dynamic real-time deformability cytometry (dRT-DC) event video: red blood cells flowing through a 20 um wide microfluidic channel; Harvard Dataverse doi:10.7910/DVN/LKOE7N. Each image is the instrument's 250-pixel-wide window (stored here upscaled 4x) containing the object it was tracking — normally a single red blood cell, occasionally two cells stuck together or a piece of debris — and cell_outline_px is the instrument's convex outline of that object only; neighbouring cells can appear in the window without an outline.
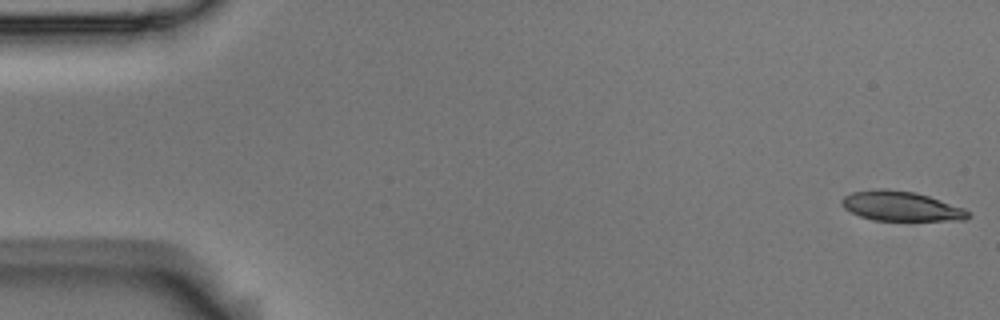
{"species": "Egyptian fruit bat (a non-hibernating species)", "species_latin": "Rousettus aegyptiacus", "temperature_condition": "room temperature", "stored_images_in_passage": 56, "camera_frame_rate_fps": 3000, "um_per_image_px": 0.085, "animal": {"sex": "male"}, "frame": {"image": 1, "passage_image": 1, "time_ms": 0.0, "image_size_px": [1000, 320], "cell_outline_px": [[972, 216], [964, 220], [876, 220], [860, 216], [844, 208], [840, 204], [840, 200], [844, 196], [852, 192], [880, 188], [888, 188], [916, 192], [964, 208]], "centroid_in_image_um": [76.57, 17.51], "position_along_channel_um": 8.4, "area_um2": 21.85}}
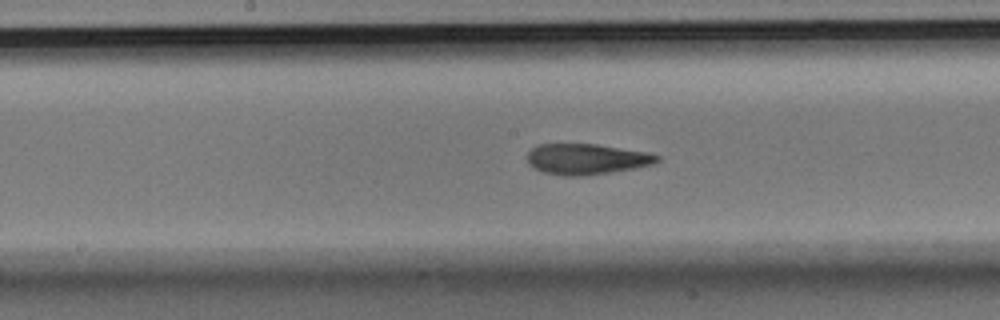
{"frame": {"image": 2, "passage_image": 28, "time_ms": 9.0, "image_size_px": [1000, 320], "cell_outline_px": [[660, 160], [652, 164], [636, 168], [588, 176], [560, 176], [544, 172], [532, 168], [528, 164], [528, 152], [536, 144], [596, 144], [648, 152], [660, 156]], "centroid_in_image_um": [49.84, 13.53], "position_along_channel_um": 198.4, "area_um2": 23.52}}
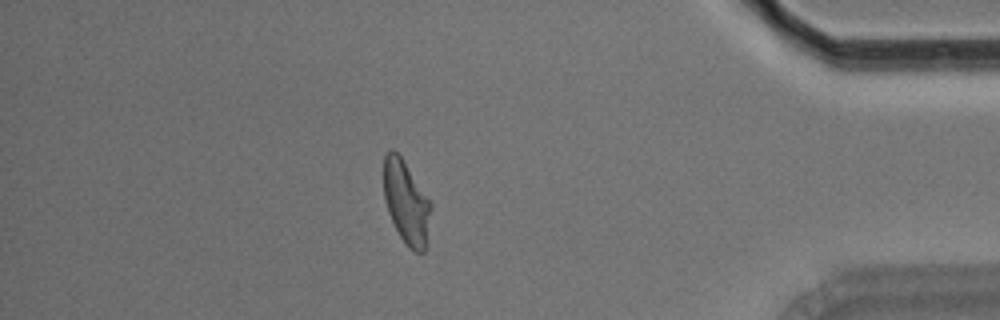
{"frame": {"image": 3, "passage_image": 48, "time_ms": 15.667, "image_size_px": [1000, 320], "cell_outline_px": [[432, 208], [424, 252], [416, 252], [408, 248], [400, 236], [388, 212], [384, 196], [384, 156], [392, 148], [400, 156], [432, 204]], "centroid_in_image_um": [34.53, 17.22], "position_along_channel_um": 400.7, "area_um2": 22.43}, "authors_computed_cell_mechanics": {"area_um2": 23.0911, "velocity_mm_per_s": 3.6191, "shape_relaxation_time_tau1_ms": 7.7027, "shape_relaxation_time_tau2_ms": 2.1646, "deformation_change_tau1": 0.2012, "deformation_change_tau2": 0.0942}}